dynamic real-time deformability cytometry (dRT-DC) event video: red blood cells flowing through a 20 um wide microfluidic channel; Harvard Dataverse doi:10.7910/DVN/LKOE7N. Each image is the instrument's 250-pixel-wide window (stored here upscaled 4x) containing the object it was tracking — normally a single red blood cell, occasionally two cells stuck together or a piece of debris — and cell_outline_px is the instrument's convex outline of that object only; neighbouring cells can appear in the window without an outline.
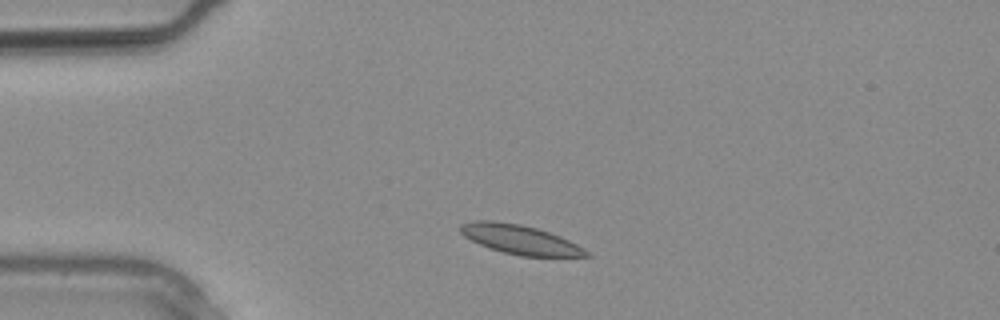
{"species": "common noctule bat (a hibernating species)", "species_latin": "Nyctalus noctula", "temperature_condition": "warm", "stored_images_in_passage": 17, "camera_frame_rate_fps": 3000, "um_per_image_px": 0.085, "animal": {"sex": "male", "body_mass_g": 20.4}, "frame": {"image": 1, "passage_image": 3, "time_ms": 0.667, "image_size_px": [1000, 320], "cell_outline_px": [[592, 256], [520, 256], [488, 248], [464, 236], [460, 232], [460, 224], [472, 220], [492, 220], [520, 224], [536, 228], [560, 236], [584, 248]], "centroid_in_image_um": [44.17, 20.35], "position_along_channel_um": 40.8, "area_um2": 21.33}}